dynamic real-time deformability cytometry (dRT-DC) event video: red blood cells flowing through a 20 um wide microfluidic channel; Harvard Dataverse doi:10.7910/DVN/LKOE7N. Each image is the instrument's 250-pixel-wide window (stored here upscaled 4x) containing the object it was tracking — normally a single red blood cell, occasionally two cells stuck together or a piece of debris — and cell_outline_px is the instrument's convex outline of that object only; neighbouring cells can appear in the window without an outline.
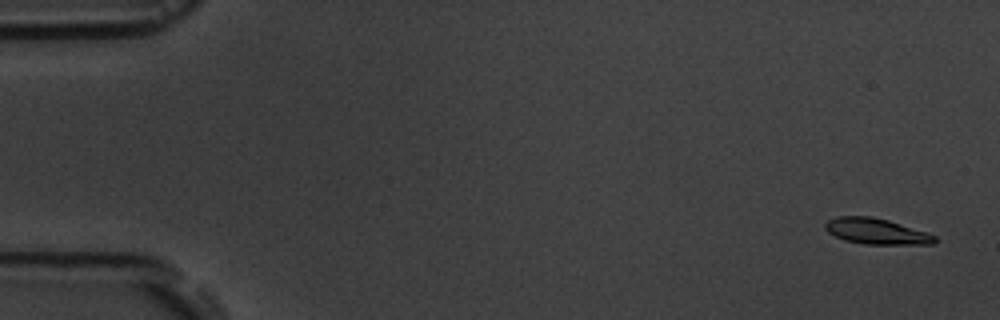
{"species": "common noctule bat (a hibernating species)", "species_latin": "Nyctalus noctula", "temperature_condition": "room temperature", "stored_images_in_passage": 5, "camera_frame_rate_fps": 3000, "um_per_image_px": 0.085, "animal": {"sex": "male", "body_mass_g": 19.5, "forearm_length_mm": 54.6}, "frame": {"image": 1, "passage_image": 1, "time_ms": 0.0, "image_size_px": [1000, 320], "cell_outline_px": [[936, 240], [932, 244], [864, 244], [844, 240], [828, 232], [824, 228], [824, 224], [828, 220], [836, 216], [872, 216], [888, 220], [936, 236]], "centroid_in_image_um": [74.43, 19.65], "position_along_channel_um": 10.6, "area_um2": 16.3}}
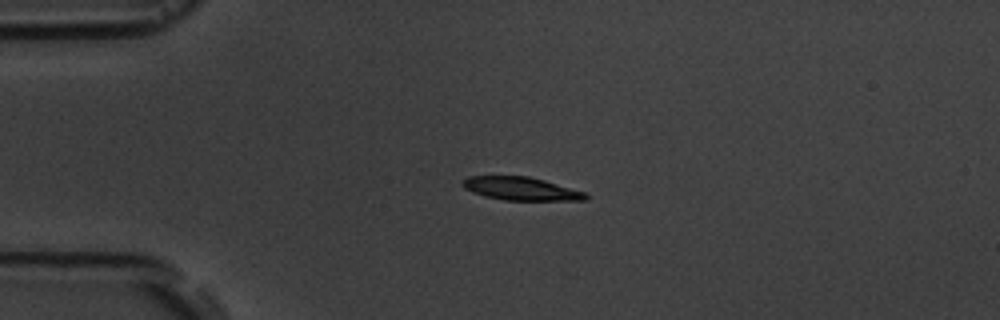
{"frame": {"image": 2, "passage_image": 4, "time_ms": 3.667, "image_size_px": [1000, 320], "cell_outline_px": [[588, 196], [584, 200], [504, 200], [484, 196], [472, 192], [464, 188], [460, 184], [468, 176], [528, 176], [544, 180], [584, 192]], "centroid_in_image_um": [44.23, 16.03], "position_along_channel_um": 40.8, "area_um2": 16.47}}